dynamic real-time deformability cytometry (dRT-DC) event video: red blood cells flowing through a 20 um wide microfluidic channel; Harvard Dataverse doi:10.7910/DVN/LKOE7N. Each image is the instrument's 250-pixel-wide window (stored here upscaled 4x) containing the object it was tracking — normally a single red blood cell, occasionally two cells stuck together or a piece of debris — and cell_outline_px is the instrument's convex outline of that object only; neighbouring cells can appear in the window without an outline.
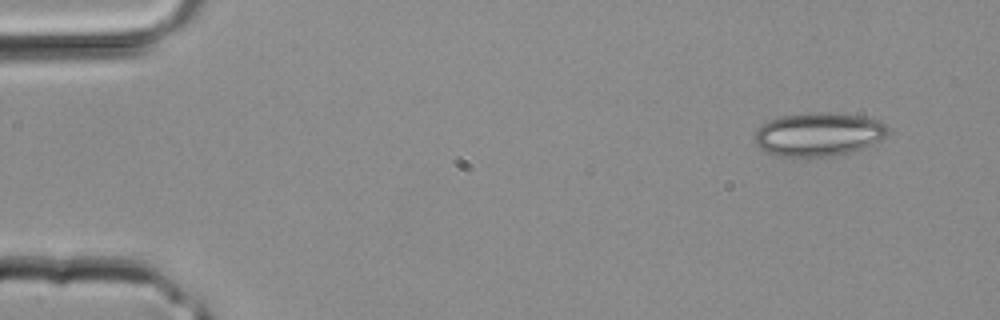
{"species": "common noctule bat (a hibernating species)", "species_latin": "Nyctalus noctula", "temperature_condition": "room temperature", "stored_images_in_passage": 3, "camera_frame_rate_fps": 3000, "um_per_image_px": 0.085, "animal": {"sex": "male", "body_mass_g": 20.4}, "frame": {"image": 1, "passage_image": 1, "time_ms": 0.0, "image_size_px": [1000, 320], "cell_outline_px": [[892, 128], [880, 140], [872, 144], [852, 152], [828, 156], [776, 156], [760, 148], [756, 144], [756, 128], [768, 120], [784, 116], [804, 112], [828, 112], [864, 116], [880, 120]], "centroid_in_image_um": [69.61, 11.39], "position_along_channel_um": 15.4, "area_um2": 33.99}}